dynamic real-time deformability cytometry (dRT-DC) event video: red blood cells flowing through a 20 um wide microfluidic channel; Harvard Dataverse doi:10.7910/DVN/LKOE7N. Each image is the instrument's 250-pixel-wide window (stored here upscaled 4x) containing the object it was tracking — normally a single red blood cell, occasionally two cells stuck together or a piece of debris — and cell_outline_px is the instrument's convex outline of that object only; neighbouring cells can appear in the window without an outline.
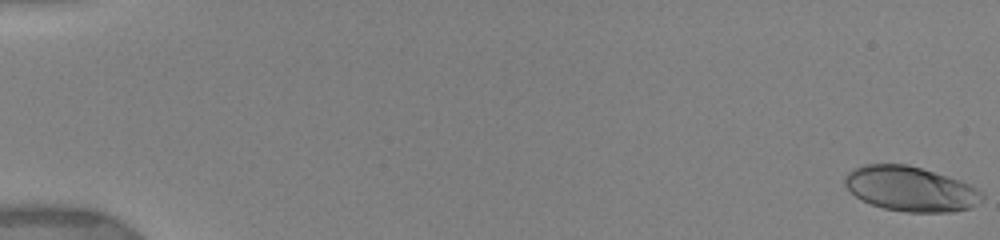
{"species": "human", "species_latin": "Homo sapiens", "temperature_condition": "warm", "stored_images_in_passage": 7, "camera_frame_rate_fps": 3000, "um_per_image_px": 0.085, "donor": {"sex": "female"}, "frame": {"image": 1, "passage_image": 1, "time_ms": 0.0, "image_size_px": [1000, 240], "cell_outline_px": [[984, 200], [972, 208], [952, 212], [904, 212], [884, 208], [860, 200], [844, 184], [844, 176], [852, 168], [864, 164], [908, 164], [948, 176], [960, 180], [984, 192]], "centroid_in_image_um": [77.42, 16.05], "position_along_channel_um": 7.6, "area_um2": 36.18}}